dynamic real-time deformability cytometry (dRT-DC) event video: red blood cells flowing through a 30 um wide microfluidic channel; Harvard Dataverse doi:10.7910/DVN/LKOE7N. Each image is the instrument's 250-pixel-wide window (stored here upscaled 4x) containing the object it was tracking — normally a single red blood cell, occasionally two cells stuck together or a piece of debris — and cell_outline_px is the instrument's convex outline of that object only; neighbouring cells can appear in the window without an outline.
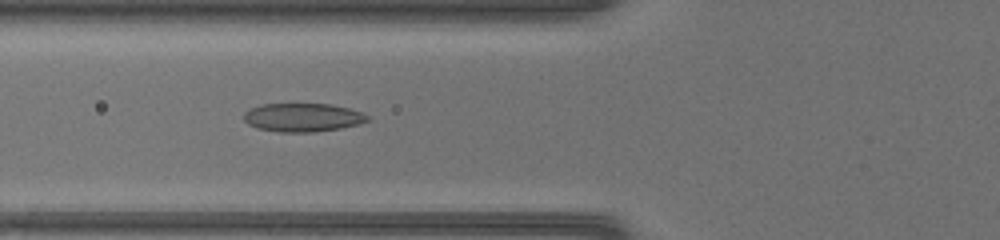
{"species": "common noctule bat (a hibernating species)", "species_latin": "Nyctalus noctula", "temperature_condition": "warm", "stored_images_in_passage": 36, "camera_frame_rate_fps": 3000, "um_per_image_px": 0.085, "animal": {"sex": "female", "body_mass_g": 17.0, "forearm_length_mm": 48.0}, "frame": {"image": 1, "passage_image": 6, "time_ms": 1.667, "image_size_px": [1000, 240], "cell_outline_px": [[372, 120], [360, 124], [340, 128], [312, 132], [280, 132], [256, 128], [248, 124], [244, 120], [244, 112], [248, 108], [260, 104], [332, 104], [364, 112]], "centroid_in_image_um": [25.74, 9.98], "position_along_channel_um": 100.1, "area_um2": 20.81}}
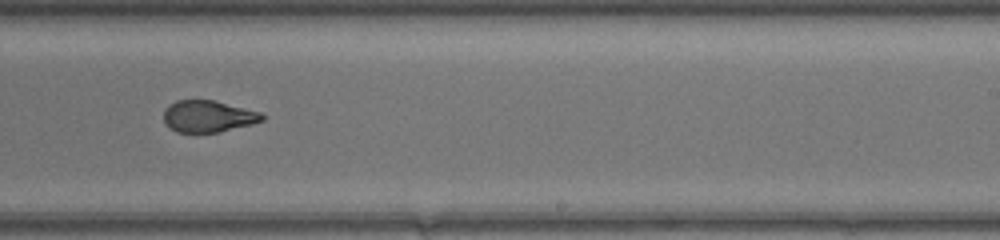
{"frame": {"image": 2, "passage_image": 18, "time_ms": 5.667, "image_size_px": [1000, 240], "cell_outline_px": [[264, 120], [252, 124], [220, 132], [176, 132], [164, 124], [164, 108], [168, 104], [176, 100], [212, 100], [260, 112], [264, 116]], "centroid_in_image_um": [17.65, 9.89], "position_along_channel_um": 271.4, "area_um2": 18.21}}
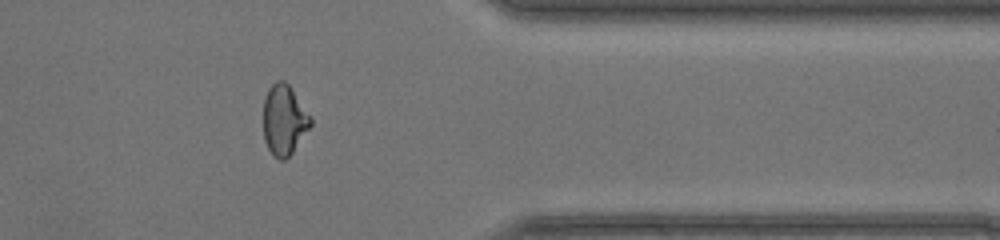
{"frame": {"image": 3, "passage_image": 27, "time_ms": 8.667, "image_size_px": [1000, 240], "cell_outline_px": [[312, 124], [292, 152], [284, 160], [280, 160], [272, 156], [264, 140], [264, 100], [268, 88], [276, 80], [284, 80], [288, 84], [312, 116]], "centroid_in_image_um": [24.15, 10.19], "position_along_channel_um": 387.2, "area_um2": 19.36}, "authors_computed_cell_mechanics": {"area_um2": 19.6809, "velocity_mm_per_s": 4.2804, "shape_relaxation_time_tau1_ms": null, "shape_relaxation_time_tau2_ms": 0.9288, "deformation_change_tau1": null, "deformation_change_tau2": 0.0707}}